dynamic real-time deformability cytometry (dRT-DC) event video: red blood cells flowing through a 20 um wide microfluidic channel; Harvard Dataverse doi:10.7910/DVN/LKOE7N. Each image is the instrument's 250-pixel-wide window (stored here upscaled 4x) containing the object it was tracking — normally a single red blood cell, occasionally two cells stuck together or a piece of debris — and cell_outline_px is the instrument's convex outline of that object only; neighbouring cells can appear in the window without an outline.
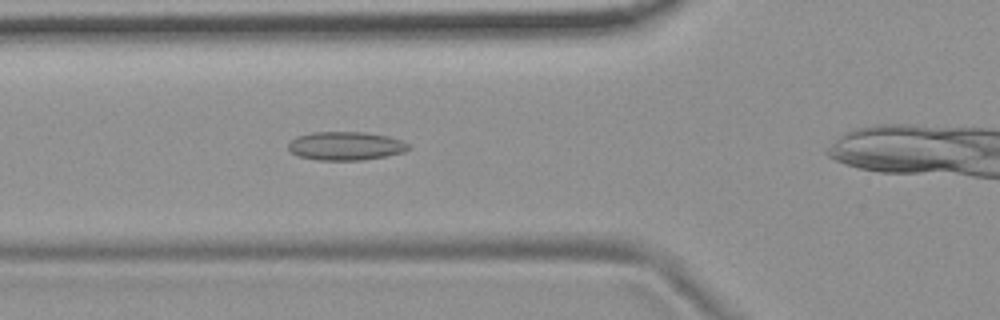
{"species": "common noctule bat (a hibernating species)", "species_latin": "Nyctalus noctula", "temperature_condition": "room temperature", "stored_images_in_passage": 29, "camera_frame_rate_fps": 3000, "um_per_image_px": 0.085, "animal": {"sex": "female", "body_mass_g": 19.9}, "frame": {"image": 1, "passage_image": 4, "time_ms": 1.0, "image_size_px": [1000, 320], "cell_outline_px": [[412, 148], [404, 152], [364, 160], [316, 160], [300, 156], [292, 152], [288, 148], [288, 144], [296, 136], [312, 132], [364, 132], [388, 136], [400, 140], [408, 144]], "centroid_in_image_um": [29.39, 12.4], "position_along_channel_um": 96.4, "area_um2": 19.94}}
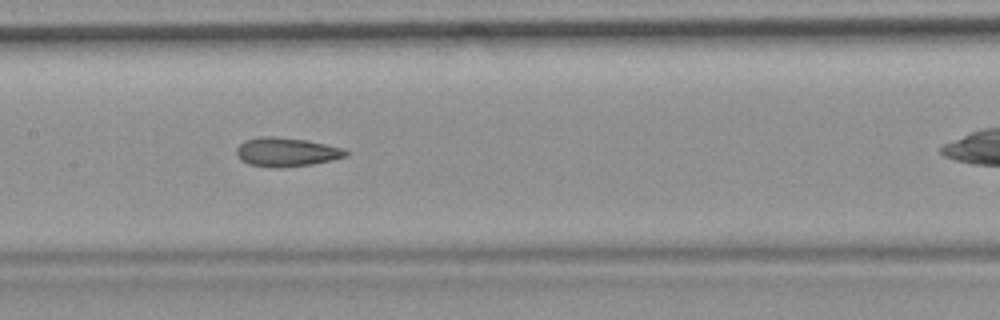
{"frame": {"image": 2, "passage_image": 11, "time_ms": 3.333, "image_size_px": [1000, 320], "cell_outline_px": [[348, 156], [332, 160], [312, 164], [280, 168], [272, 168], [248, 164], [240, 160], [236, 156], [236, 148], [244, 140], [264, 136], [272, 136], [304, 140], [344, 148], [348, 152]], "centroid_in_image_um": [24.31, 12.94], "position_along_channel_um": 183.1, "area_um2": 18.5}}
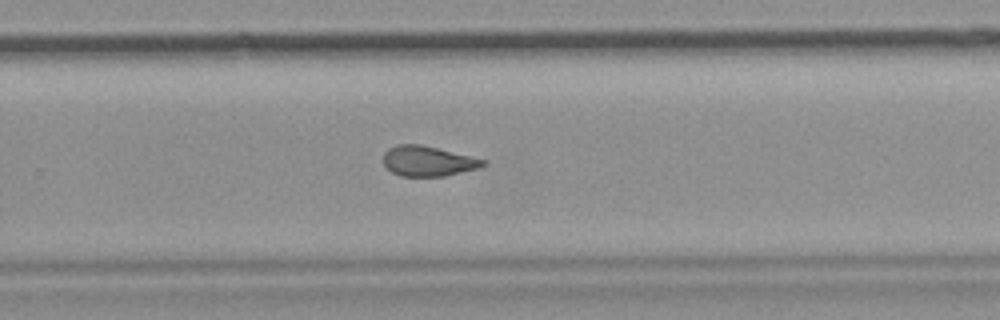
{"frame": {"image": 3, "passage_image": 20, "time_ms": 6.333, "image_size_px": [1000, 320], "cell_outline_px": [[488, 164], [476, 168], [444, 176], [400, 176], [392, 172], [384, 164], [384, 152], [388, 148], [396, 144], [420, 144], [488, 160]], "centroid_in_image_um": [36.37, 13.68], "position_along_channel_um": 293.4, "area_um2": 17.46}}